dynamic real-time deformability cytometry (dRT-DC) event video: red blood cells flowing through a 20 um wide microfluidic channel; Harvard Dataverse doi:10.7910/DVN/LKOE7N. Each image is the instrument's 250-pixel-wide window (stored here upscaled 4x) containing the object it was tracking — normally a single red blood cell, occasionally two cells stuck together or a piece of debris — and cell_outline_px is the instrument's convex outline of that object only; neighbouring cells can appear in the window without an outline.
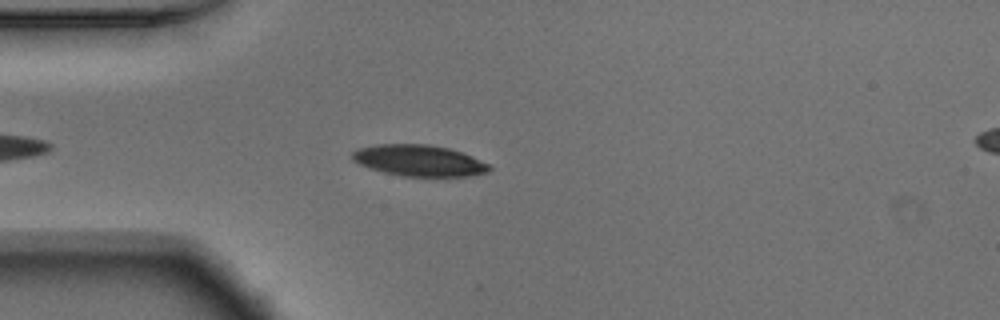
{"species": "Egyptian fruit bat (a non-hibernating species)", "species_latin": "Rousettus aegyptiacus", "temperature_condition": "warm", "stored_images_in_passage": 43, "camera_frame_rate_fps": 3000, "um_per_image_px": 0.085, "animal": {"sex": "male"}, "frame": {"image": 1, "passage_image": 6, "time_ms": 1.667, "image_size_px": [1000, 320], "cell_outline_px": [[492, 168], [488, 172], [468, 176], [400, 176], [384, 172], [360, 164], [352, 160], [352, 152], [356, 148], [376, 144], [428, 144], [448, 148], [472, 156], [488, 164]], "centroid_in_image_um": [35.6, 13.64], "position_along_channel_um": 49.4, "area_um2": 24.85}}
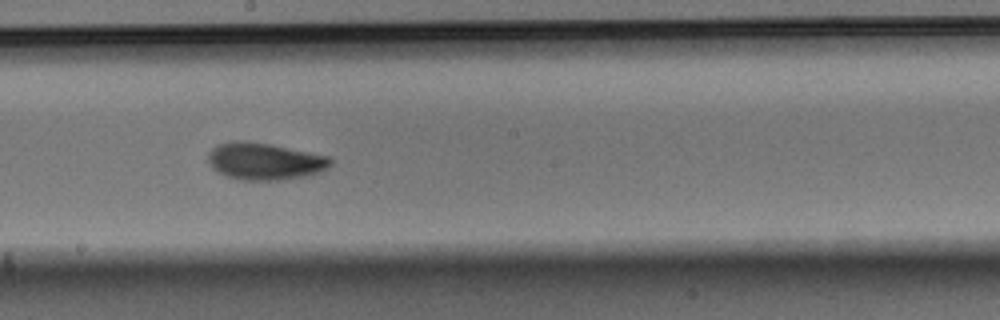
{"frame": {"image": 2, "passage_image": 21, "time_ms": 6.667, "image_size_px": [1000, 320], "cell_outline_px": [[332, 164], [328, 168], [320, 172], [308, 176], [284, 180], [240, 180], [224, 176], [216, 172], [212, 168], [208, 160], [208, 152], [216, 144], [236, 140], [268, 144], [328, 156], [332, 160]], "centroid_in_image_um": [22.47, 13.73], "position_along_channel_um": 225.7, "area_um2": 26.59}}
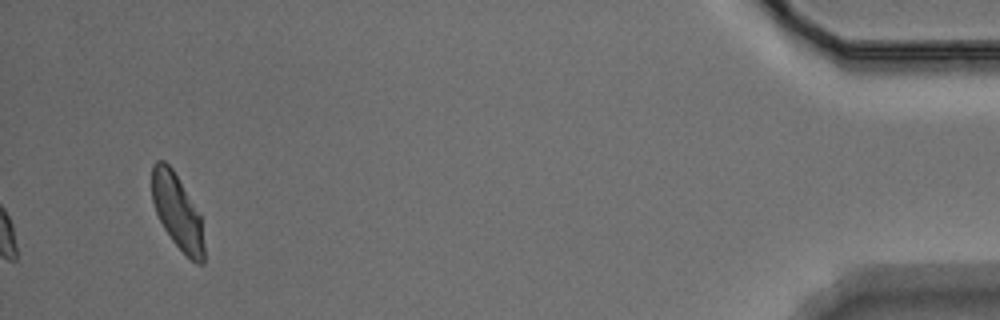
{"frame": {"image": 3, "passage_image": 43, "time_ms": 14.0, "image_size_px": [1000, 320], "cell_outline_px": [[204, 264], [196, 264], [172, 240], [164, 228], [156, 212], [152, 200], [152, 164], [156, 160], [164, 160], [172, 168], [200, 212], [204, 248]], "centroid_in_image_um": [15.08, 17.97], "position_along_channel_um": 420.1, "area_um2": 22.66}, "authors_computed_cell_mechanics": {"area_um2": 24.854, "velocity_mm_per_s": 3.7245, "shape_relaxation_time_tau1_ms": 2.437, "shape_relaxation_time_tau2_ms": 3.2864, "deformation_change_tau1": 0.1299, "deformation_change_tau2": 0.0788}}